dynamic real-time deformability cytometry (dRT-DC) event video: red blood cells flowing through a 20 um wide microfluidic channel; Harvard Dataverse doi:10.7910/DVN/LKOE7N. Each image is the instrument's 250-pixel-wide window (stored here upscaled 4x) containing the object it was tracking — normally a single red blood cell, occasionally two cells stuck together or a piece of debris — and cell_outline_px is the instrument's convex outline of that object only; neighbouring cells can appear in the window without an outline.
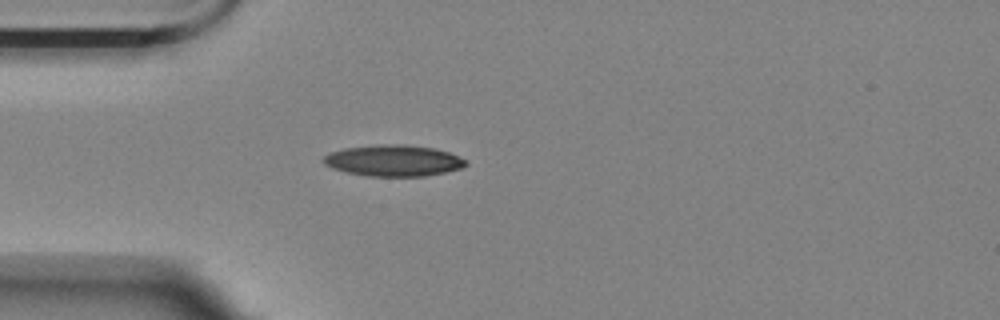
{"species": "Egyptian fruit bat (a non-hibernating species)", "species_latin": "Rousettus aegyptiacus", "temperature_condition": "room temperature", "stored_images_in_passage": 42, "camera_frame_rate_fps": 3000, "um_per_image_px": 0.085, "animal": {"sex": "female"}, "frame": {"image": 1, "passage_image": 1, "time_ms": 0.0, "image_size_px": [1000, 320], "cell_outline_px": [[468, 164], [464, 168], [424, 176], [368, 176], [348, 172], [332, 168], [324, 164], [324, 156], [332, 152], [344, 148], [380, 144], [404, 144], [432, 148], [448, 152], [468, 160]], "centroid_in_image_um": [33.49, 13.65], "position_along_channel_um": 51.5, "area_um2": 25.84}}
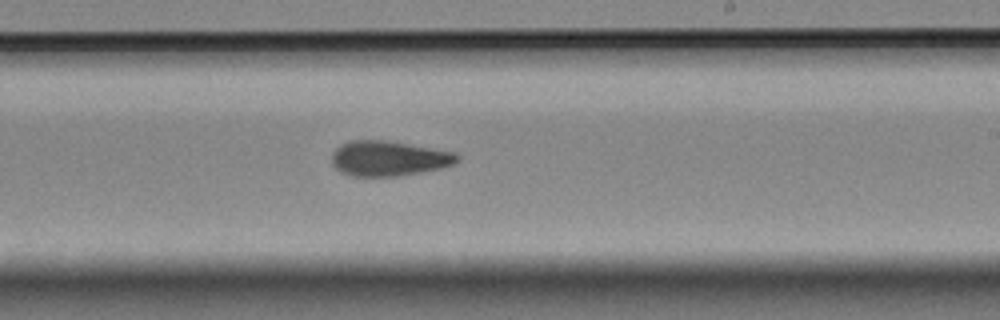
{"frame": {"image": 2, "passage_image": 19, "time_ms": 6.0, "image_size_px": [1000, 320], "cell_outline_px": [[460, 160], [456, 164], [424, 172], [400, 176], [352, 176], [340, 172], [332, 164], [332, 152], [340, 144], [352, 140], [384, 140], [456, 152], [460, 156]], "centroid_in_image_um": [33.06, 13.47], "position_along_channel_um": 255.9, "area_um2": 25.89}}
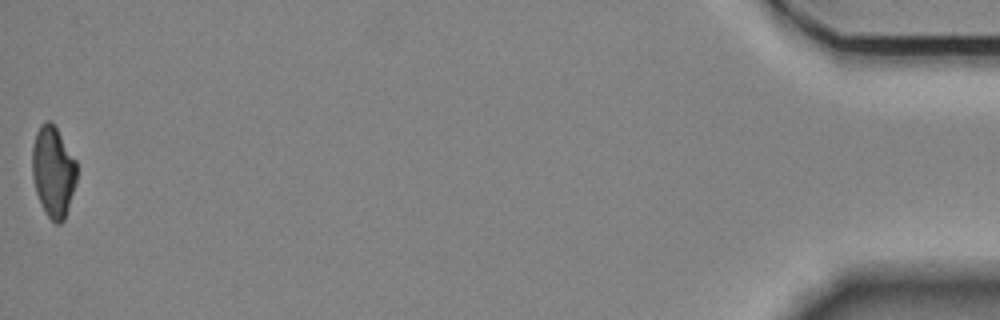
{"frame": {"image": 3, "passage_image": 42, "time_ms": 13.667, "image_size_px": [1000, 320], "cell_outline_px": [[76, 184], [64, 220], [60, 224], [56, 224], [44, 212], [36, 192], [32, 176], [32, 148], [36, 132], [40, 124], [44, 120], [48, 120], [56, 128], [76, 160]], "centroid_in_image_um": [4.51, 14.59], "position_along_channel_um": 430.7, "area_um2": 23.58}, "authors_computed_cell_mechanics": {"area_um2": 25.4031, "velocity_mm_per_s": 3.5303, "shape_relaxation_time_tau1_ms": null, "shape_relaxation_time_tau2_ms": 7.1509, "deformation_change_tau1": null, "deformation_change_tau2": 0.1527}}